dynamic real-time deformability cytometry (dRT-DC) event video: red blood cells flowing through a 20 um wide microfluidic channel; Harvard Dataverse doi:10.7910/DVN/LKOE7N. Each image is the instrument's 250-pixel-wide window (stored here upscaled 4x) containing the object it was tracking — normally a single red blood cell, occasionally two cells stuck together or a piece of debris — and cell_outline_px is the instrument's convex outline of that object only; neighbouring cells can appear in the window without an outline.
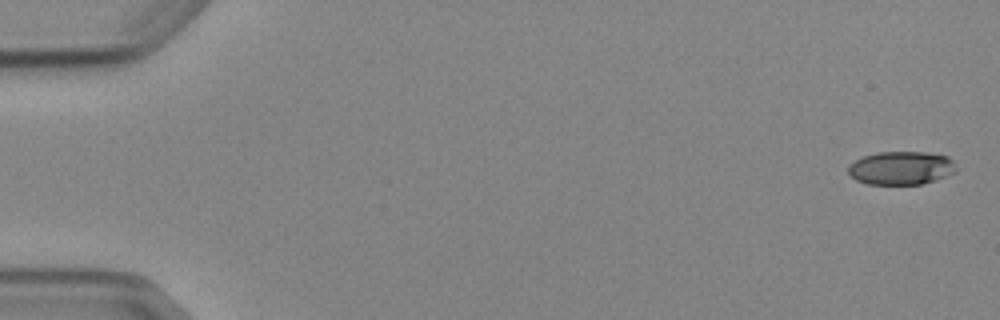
{"species": "Egyptian fruit bat (a non-hibernating species)", "species_latin": "Rousettus aegyptiacus", "temperature_condition": "cold", "stored_images_in_passage": 5, "camera_frame_rate_fps": 3000, "um_per_image_px": 0.085, "animal": {"sex": "female"}, "frame": {"image": 1, "passage_image": 1, "time_ms": 0.0, "image_size_px": [1000, 320], "cell_outline_px": [[956, 172], [936, 180], [920, 184], [868, 184], [856, 180], [848, 172], [848, 168], [856, 160], [864, 156], [876, 152], [924, 152], [948, 156], [952, 160], [956, 168]], "centroid_in_image_um": [76.62, 14.28], "position_along_channel_um": 8.4, "area_um2": 20.87}}
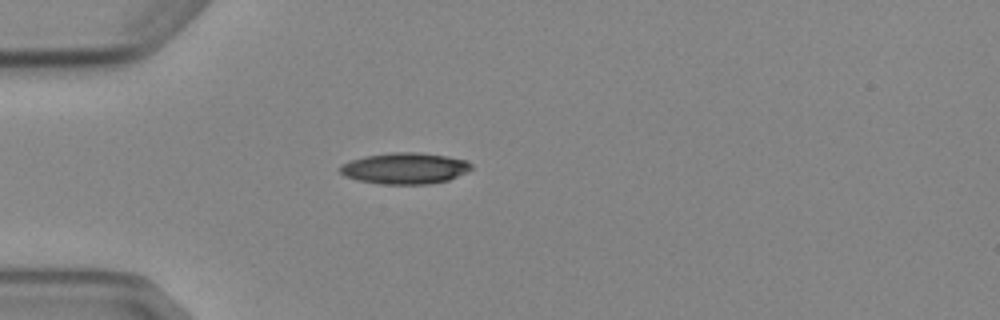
{"frame": {"image": 2, "passage_image": 4, "time_ms": 4.667, "image_size_px": [1000, 320], "cell_outline_px": [[472, 168], [468, 172], [448, 180], [428, 184], [380, 184], [356, 180], [344, 176], [340, 172], [340, 164], [364, 156], [392, 152], [420, 152], [448, 156], [468, 160], [472, 164]], "centroid_in_image_um": [34.43, 14.3], "position_along_channel_um": 50.6, "area_um2": 24.16}}